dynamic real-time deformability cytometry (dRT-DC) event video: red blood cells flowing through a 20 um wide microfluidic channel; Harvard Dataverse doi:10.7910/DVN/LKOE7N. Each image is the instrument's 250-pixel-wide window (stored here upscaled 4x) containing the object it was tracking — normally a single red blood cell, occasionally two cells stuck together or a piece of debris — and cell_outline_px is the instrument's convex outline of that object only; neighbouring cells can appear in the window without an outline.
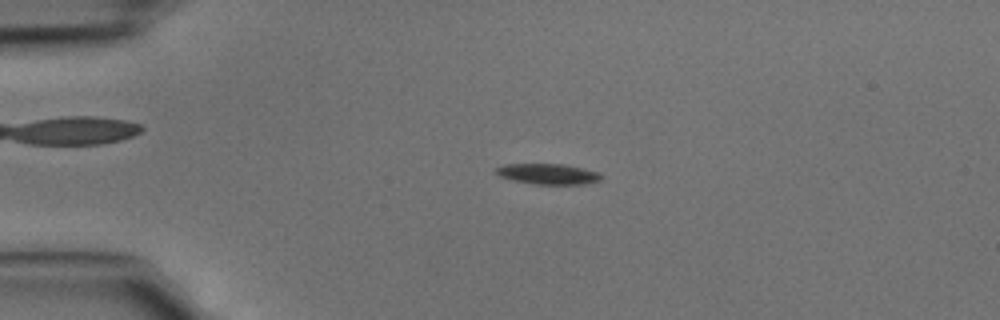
{"species": "common noctule bat (a hibernating species)", "species_latin": "Nyctalus noctula", "temperature_condition": "cold", "stored_images_in_passage": 45, "camera_frame_rate_fps": 3000, "um_per_image_px": 0.085, "animal": {"sex": "male", "body_mass_g": 15.6}, "frame": {"image": 1, "passage_image": 10, "time_ms": 3.0, "image_size_px": [1000, 320], "cell_outline_px": [[604, 176], [600, 180], [588, 184], [536, 184], [512, 180], [500, 176], [496, 172], [496, 168], [504, 164], [560, 164], [580, 168], [596, 172]], "centroid_in_image_um": [46.58, 14.79], "position_along_channel_um": 38.4, "area_um2": 12.43}}
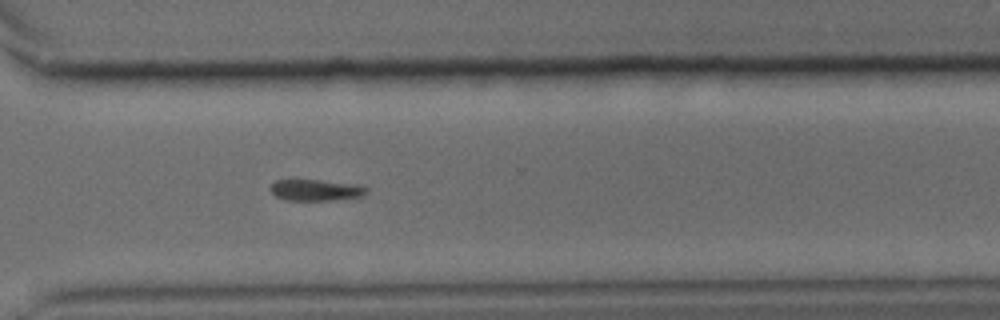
{"frame": {"image": 2, "passage_image": 33, "time_ms": 10.667, "image_size_px": [1000, 320], "cell_outline_px": [[368, 192], [360, 196], [332, 200], [284, 200], [276, 196], [268, 188], [276, 180], [320, 180], [360, 184], [368, 188]], "centroid_in_image_um": [26.85, 16.15], "position_along_channel_um": 343.7, "area_um2": 11.96}}
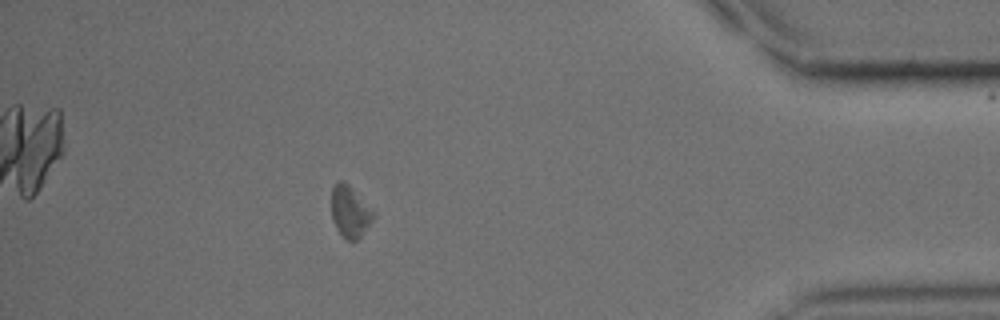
{"frame": {"image": 3, "passage_image": 40, "time_ms": 13.0, "image_size_px": [1000, 320], "cell_outline_px": [[376, 212], [372, 220], [360, 236], [356, 240], [348, 240], [336, 228], [332, 220], [332, 188], [336, 180], [344, 180]], "centroid_in_image_um": [29.74, 17.94], "position_along_channel_um": 405.5, "area_um2": 12.48}}